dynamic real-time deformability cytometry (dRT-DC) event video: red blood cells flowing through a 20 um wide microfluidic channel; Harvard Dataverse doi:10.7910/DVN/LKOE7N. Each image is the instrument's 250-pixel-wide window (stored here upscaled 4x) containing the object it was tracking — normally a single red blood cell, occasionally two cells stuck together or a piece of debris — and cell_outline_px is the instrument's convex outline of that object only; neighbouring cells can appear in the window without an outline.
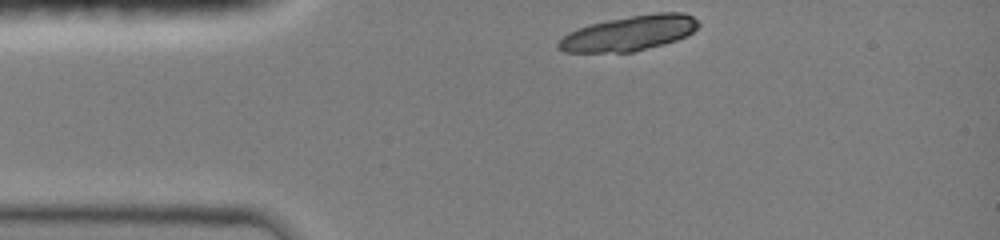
{"species": "common noctule bat (a hibernating species)", "species_latin": "Nyctalus noctula", "temperature_condition": "room temperature", "stored_images_in_passage": 37, "camera_frame_rate_fps": 3000, "um_per_image_px": 0.085, "animal": {"sex": "female", "body_mass_g": 19.0, "forearm_length_mm": 51.5}, "frame": {"image": 1, "passage_image": 1, "time_ms": 0.0, "image_size_px": [1000, 240], "cell_outline_px": [[700, 24], [692, 32], [676, 40], [664, 44], [632, 52], [564, 52], [556, 48], [556, 44], [568, 32], [592, 24], [608, 20], [656, 12], [684, 12], [692, 16]], "centroid_in_image_um": [53.48, 2.82], "position_along_channel_um": 31.5, "area_um2": 28.32}}
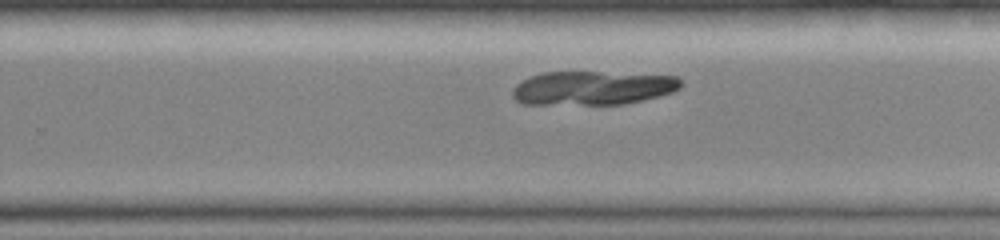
{"frame": {"image": 2, "passage_image": 31, "time_ms": 7.0, "image_size_px": [1000, 240], "cell_outline_px": [[684, 84], [680, 88], [672, 92], [660, 96], [624, 104], [520, 104], [512, 96], [512, 92], [516, 84], [532, 76], [544, 72], [600, 72], [676, 76]], "centroid_in_image_um": [50.38, 7.48], "position_along_channel_um": 279.4, "area_um2": 33.18}}
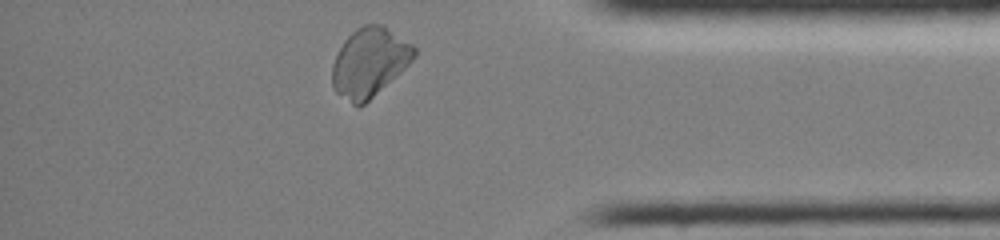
{"frame": {"image": 3, "passage_image": 37, "time_ms": 10.333, "image_size_px": [1000, 240], "cell_outline_px": [[416, 56], [396, 76], [364, 104], [356, 108], [336, 92], [332, 88], [332, 64], [344, 40], [356, 28], [364, 24], [384, 24], [412, 44], [416, 48]], "centroid_in_image_um": [31.39, 5.29], "position_along_channel_um": 403.8, "area_um2": 32.89}}